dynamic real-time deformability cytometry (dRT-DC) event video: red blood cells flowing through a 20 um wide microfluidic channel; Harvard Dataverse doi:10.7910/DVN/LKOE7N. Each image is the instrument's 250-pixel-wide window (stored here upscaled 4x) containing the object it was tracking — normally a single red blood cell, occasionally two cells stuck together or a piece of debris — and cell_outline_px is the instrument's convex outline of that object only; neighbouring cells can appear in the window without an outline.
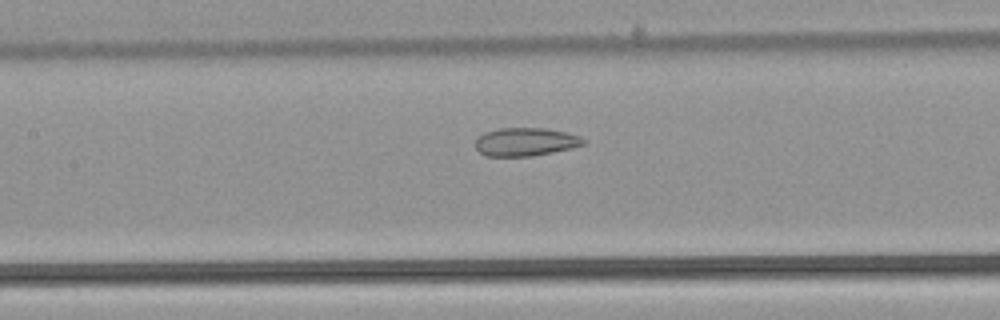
{"species": "common noctule bat (a hibernating species)", "species_latin": "Nyctalus noctula", "temperature_condition": "warm", "stored_images_in_passage": 44, "segment_of_instrument_passage": [2, 2], "camera_frame_rate_fps": 3000, "um_per_image_px": 0.085, "animal": {"sex": "male", "body_mass_g": 21.5, "forearm_length_mm": 52.0}, "frame": {"image": 1, "passage_image": 21, "time_ms": 6.667, "image_size_px": [1000, 320], "cell_outline_px": [[588, 144], [572, 148], [532, 156], [484, 156], [476, 148], [476, 140], [484, 132], [496, 128], [544, 128], [568, 132], [580, 136], [588, 140]], "centroid_in_image_um": [44.73, 12.05], "position_along_channel_um": 162.7, "area_um2": 18.03}}
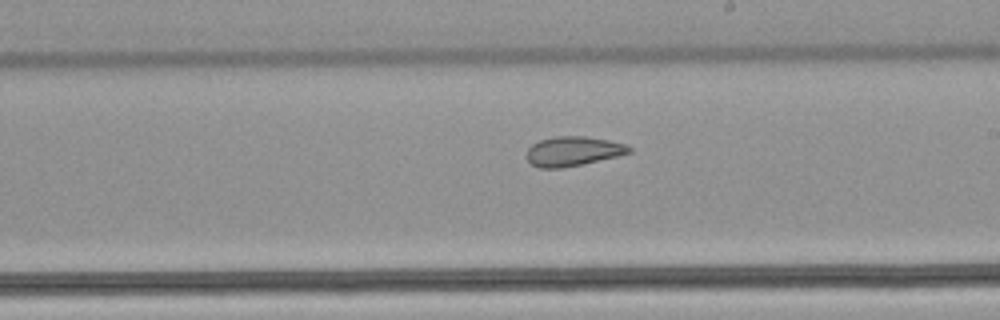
{"frame": {"image": 2, "passage_image": 27, "time_ms": 8.667, "image_size_px": [1000, 320], "cell_outline_px": [[632, 152], [584, 164], [560, 168], [540, 168], [532, 164], [524, 156], [528, 148], [532, 144], [540, 140], [556, 136], [584, 136], [608, 140], [624, 144], [632, 148]], "centroid_in_image_um": [48.67, 12.86], "position_along_channel_um": 240.3, "area_um2": 17.63}}
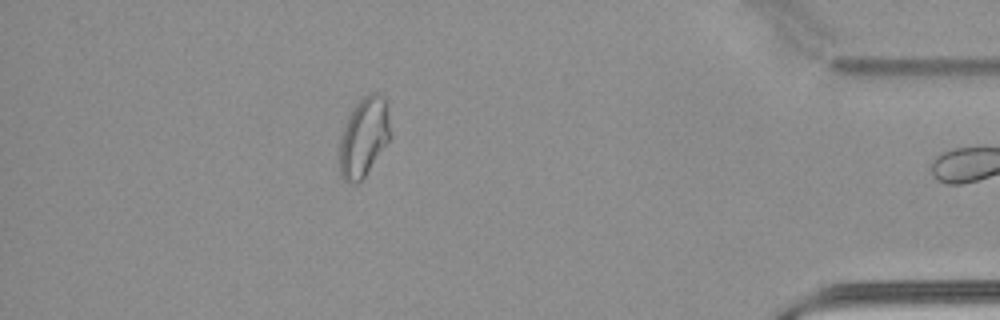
{"frame": {"image": 3, "passage_image": 43, "time_ms": 14.0, "image_size_px": [1000, 320], "cell_outline_px": [[392, 136], [364, 176], [356, 184], [344, 180], [340, 176], [336, 160], [340, 140], [348, 116], [352, 108], [368, 92], [376, 92], [384, 96], [388, 104], [392, 132]], "centroid_in_image_um": [30.92, 11.63], "position_along_channel_um": 404.3, "area_um2": 24.16}}